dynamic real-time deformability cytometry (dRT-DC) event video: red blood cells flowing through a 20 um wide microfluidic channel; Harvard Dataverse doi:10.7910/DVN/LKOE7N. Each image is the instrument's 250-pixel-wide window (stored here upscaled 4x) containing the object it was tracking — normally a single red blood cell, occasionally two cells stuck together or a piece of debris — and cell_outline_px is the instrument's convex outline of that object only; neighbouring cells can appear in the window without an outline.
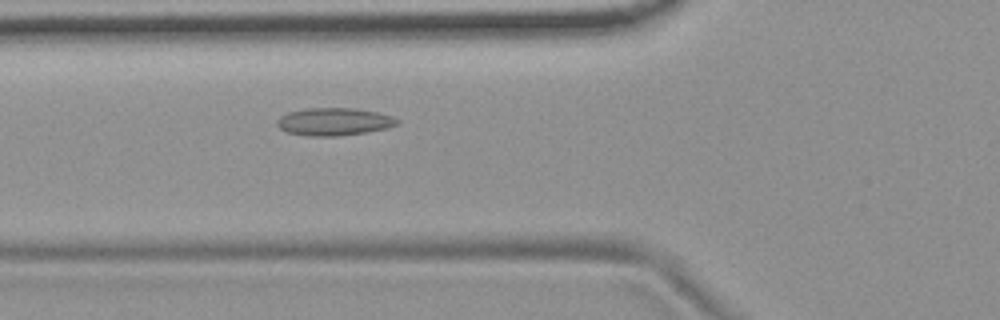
{"species": "common noctule bat (a hibernating species)", "species_latin": "Nyctalus noctula", "temperature_condition": "room temperature", "stored_images_in_passage": 51, "camera_frame_rate_fps": 3000, "um_per_image_px": 0.085, "animal": {"sex": "female", "body_mass_g": 19.9}, "frame": {"image": 1, "passage_image": 16, "time_ms": 5.0, "image_size_px": [1000, 320], "cell_outline_px": [[400, 124], [388, 128], [340, 136], [308, 136], [288, 132], [280, 128], [276, 124], [276, 120], [280, 116], [288, 112], [304, 108], [356, 108], [376, 112], [392, 116], [400, 120]], "centroid_in_image_um": [28.4, 10.34], "position_along_channel_um": 97.4, "area_um2": 19.48}}
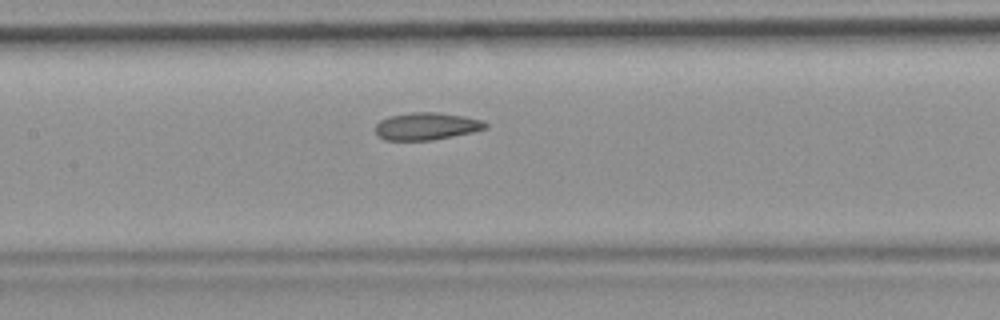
{"frame": {"image": 2, "passage_image": 22, "time_ms": 7.0, "image_size_px": [1000, 320], "cell_outline_px": [[488, 128], [472, 132], [432, 140], [384, 140], [376, 136], [376, 124], [380, 120], [388, 116], [412, 112], [440, 112], [464, 116], [484, 120], [488, 124]], "centroid_in_image_um": [36.25, 10.72], "position_along_channel_um": 171.1, "area_um2": 17.74}}
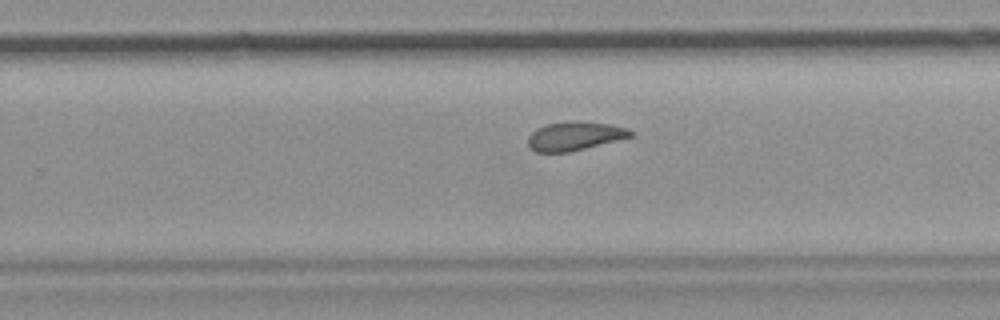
{"frame": {"image": 3, "passage_image": 31, "time_ms": 10.0, "image_size_px": [1000, 320], "cell_outline_px": [[636, 136], [568, 152], [536, 152], [528, 148], [528, 136], [536, 128], [548, 124], [608, 124], [628, 128], [636, 132]], "centroid_in_image_um": [48.88, 11.62], "position_along_channel_um": 280.9, "area_um2": 16.53}, "authors_computed_cell_mechanics": {"area_um2": 18.3226, "velocity_mm_per_s": 3.6795, "shape_relaxation_time_tau1_ms": null, "shape_relaxation_time_tau2_ms": 3.2191, "deformation_change_tau1": null, "deformation_change_tau2": 0.1021}}